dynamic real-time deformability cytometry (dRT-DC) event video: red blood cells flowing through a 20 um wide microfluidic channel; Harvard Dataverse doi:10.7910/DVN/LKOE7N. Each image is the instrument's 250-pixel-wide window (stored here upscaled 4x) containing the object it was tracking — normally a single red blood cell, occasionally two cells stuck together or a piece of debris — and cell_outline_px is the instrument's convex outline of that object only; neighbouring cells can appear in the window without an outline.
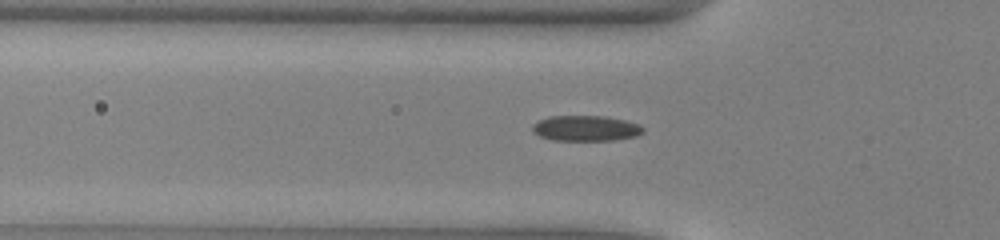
{"species": "common noctule bat (a hibernating species)", "species_latin": "Nyctalus noctula", "temperature_condition": "warm", "stored_images_in_passage": 38, "camera_frame_rate_fps": 3000, "um_per_image_px": 0.085, "animal": {"sex": "male", "body_mass_g": 13.0, "forearm_length_mm": 53.1}, "frame": {"image": 1, "passage_image": 6, "time_ms": 1.667, "image_size_px": [1000, 240], "cell_outline_px": [[644, 132], [636, 136], [616, 140], [552, 140], [540, 136], [532, 132], [532, 124], [536, 120], [548, 116], [604, 116], [624, 120], [640, 124], [644, 128]], "centroid_in_image_um": [49.77, 10.9], "position_along_channel_um": 76.0, "area_um2": 16.65}}
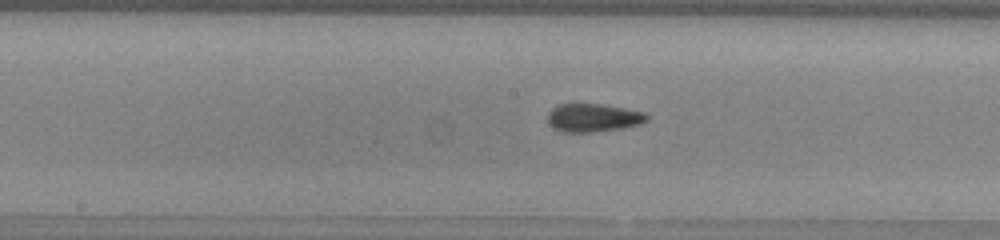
{"frame": {"image": 2, "passage_image": 15, "time_ms": 4.667, "image_size_px": [1000, 240], "cell_outline_px": [[648, 120], [640, 124], [620, 128], [592, 132], [560, 132], [552, 128], [548, 124], [548, 112], [556, 104], [600, 104], [624, 108], [644, 112], [648, 116]], "centroid_in_image_um": [50.37, 10.01], "position_along_channel_um": 197.8, "area_um2": 16.36}}
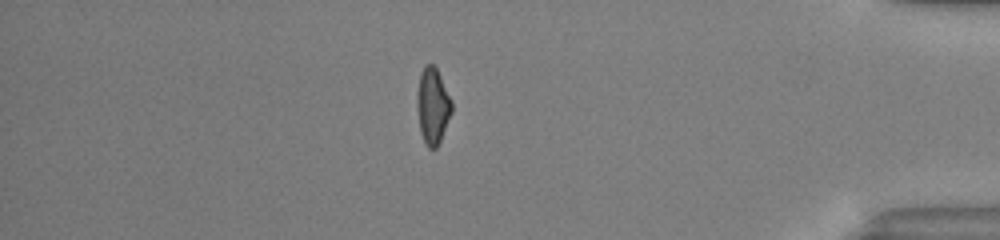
{"frame": {"image": 3, "passage_image": 33, "time_ms": 10.667, "image_size_px": [1000, 240], "cell_outline_px": [[452, 112], [440, 140], [436, 148], [428, 148], [424, 144], [420, 132], [416, 104], [416, 92], [420, 72], [424, 64], [432, 64], [436, 68], [452, 100]], "centroid_in_image_um": [36.75, 8.99], "position_along_channel_um": 398.5, "area_um2": 15.61}}